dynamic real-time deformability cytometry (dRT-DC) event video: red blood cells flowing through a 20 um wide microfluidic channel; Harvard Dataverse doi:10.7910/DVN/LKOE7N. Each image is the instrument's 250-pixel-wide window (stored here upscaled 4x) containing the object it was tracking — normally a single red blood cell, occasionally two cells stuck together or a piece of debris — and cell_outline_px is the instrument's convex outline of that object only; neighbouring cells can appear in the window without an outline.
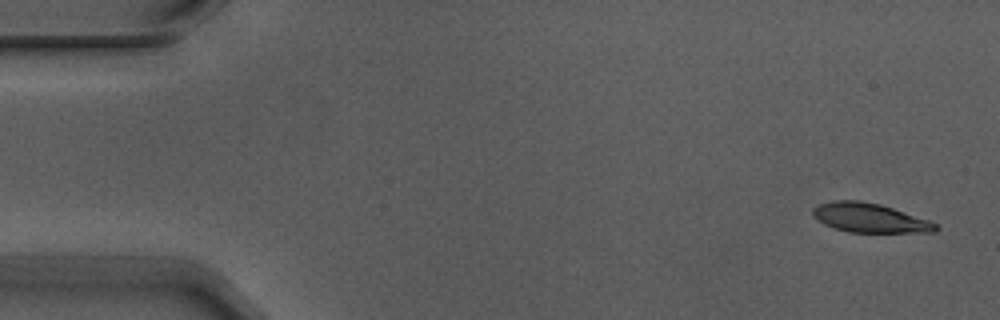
{"species": "Egyptian fruit bat (a non-hibernating species)", "species_latin": "Rousettus aegyptiacus", "temperature_condition": "warm", "stored_images_in_passage": 6, "camera_frame_rate_fps": 3000, "um_per_image_px": 0.085, "animal": {"sex": "male"}, "frame": {"image": 1, "passage_image": 1, "time_ms": 0.0, "image_size_px": [1000, 320], "cell_outline_px": [[940, 228], [936, 232], [848, 232], [824, 224], [812, 216], [812, 208], [820, 204], [832, 200], [860, 200], [880, 204], [928, 220], [936, 224]], "centroid_in_image_um": [73.9, 18.51], "position_along_channel_um": 11.1, "area_um2": 20.81}}